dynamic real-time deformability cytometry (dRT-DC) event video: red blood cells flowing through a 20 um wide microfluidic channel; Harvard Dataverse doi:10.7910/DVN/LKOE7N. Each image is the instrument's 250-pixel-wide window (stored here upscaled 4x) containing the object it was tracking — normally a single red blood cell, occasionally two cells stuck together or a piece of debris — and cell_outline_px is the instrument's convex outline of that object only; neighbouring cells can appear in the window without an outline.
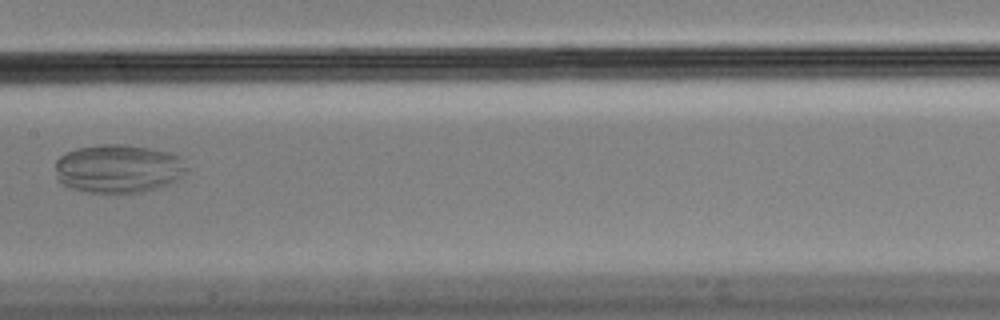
{"species": "Egyptian fruit bat (a non-hibernating species)", "species_latin": "Rousettus aegyptiacus", "temperature_condition": "cold", "stored_images_in_passage": 5, "camera_frame_rate_fps": 3000, "um_per_image_px": 0.085, "animal": {"sex": "male"}, "frame": {"image": 1, "passage_image": 4, "time_ms": 1.0, "image_size_px": [1000, 320], "cell_outline_px": [[188, 172], [180, 180], [156, 188], [140, 192], [84, 192], [68, 188], [56, 176], [56, 160], [64, 152], [76, 148], [96, 144], [124, 144], [148, 148], [168, 152], [180, 156], [188, 168]], "centroid_in_image_um": [10.07, 14.32], "position_along_channel_um": 197.3, "area_um2": 37.51}}